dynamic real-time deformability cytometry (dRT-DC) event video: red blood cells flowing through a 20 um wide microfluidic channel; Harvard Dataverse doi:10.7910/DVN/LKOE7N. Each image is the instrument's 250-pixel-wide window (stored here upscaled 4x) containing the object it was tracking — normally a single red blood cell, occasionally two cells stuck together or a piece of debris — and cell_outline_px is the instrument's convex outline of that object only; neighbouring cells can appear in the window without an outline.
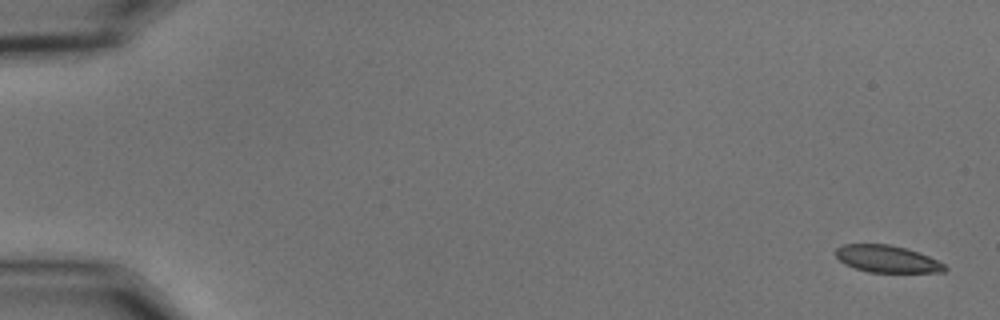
{"species": "common noctule bat (a hibernating species)", "species_latin": "Nyctalus noctula", "temperature_condition": "cold", "stored_images_in_passage": 16, "camera_frame_rate_fps": 3000, "um_per_image_px": 0.085, "animal": {"sex": "male", "body_mass_g": 15.6}, "frame": {"image": 1, "passage_image": 1, "time_ms": 0.0, "image_size_px": [1000, 320], "cell_outline_px": [[948, 268], [944, 272], [868, 272], [844, 264], [836, 256], [836, 248], [844, 244], [888, 244], [920, 252], [944, 264]], "centroid_in_image_um": [75.4, 22.01], "position_along_channel_um": 9.6, "area_um2": 17.11}}
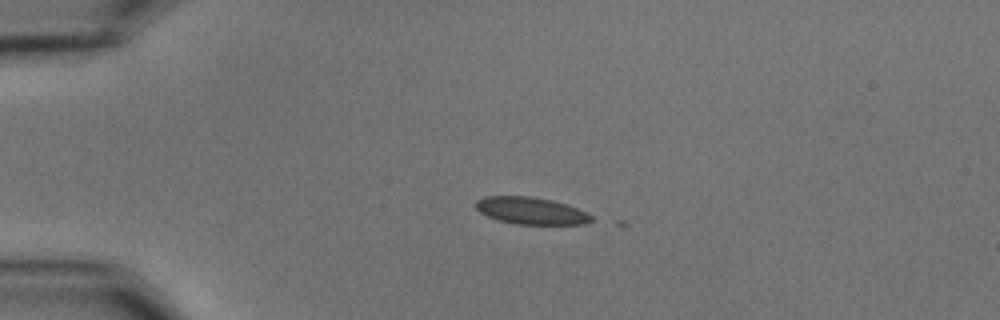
{"frame": {"image": 2, "passage_image": 13, "time_ms": 4.0, "image_size_px": [1000, 320], "cell_outline_px": [[592, 220], [584, 224], [516, 224], [500, 220], [488, 216], [480, 212], [472, 204], [476, 200], [484, 196], [528, 196], [552, 200], [588, 212], [592, 216]], "centroid_in_image_um": [45.1, 17.9], "position_along_channel_um": 39.9, "area_um2": 18.15}}